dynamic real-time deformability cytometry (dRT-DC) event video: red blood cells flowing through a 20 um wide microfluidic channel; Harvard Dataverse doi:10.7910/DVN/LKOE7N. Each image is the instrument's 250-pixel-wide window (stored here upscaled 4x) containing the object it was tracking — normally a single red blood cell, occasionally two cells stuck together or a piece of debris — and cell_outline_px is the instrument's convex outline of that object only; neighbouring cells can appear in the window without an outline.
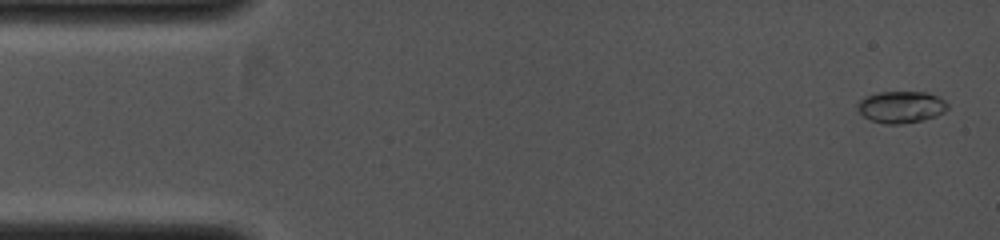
{"species": "common noctule bat (a hibernating species)", "species_latin": "Nyctalus noctula", "temperature_condition": "cold", "stored_images_in_passage": 41, "camera_frame_rate_fps": 4000, "um_per_image_px": 0.085, "animal": {"sex": "female", "body_mass_g": 19.0, "forearm_length_mm": 53.3}, "frame": {"image": 1, "passage_image": 1, "time_ms": 0.0, "image_size_px": [1000, 240], "cell_outline_px": [[948, 108], [944, 112], [936, 116], [924, 120], [900, 124], [884, 124], [872, 120], [864, 116], [856, 108], [856, 104], [864, 96], [876, 92], [924, 92], [936, 96], [944, 100], [948, 104]], "centroid_in_image_um": [76.57, 9.09], "position_along_channel_um": 8.4, "area_um2": 16.76}}
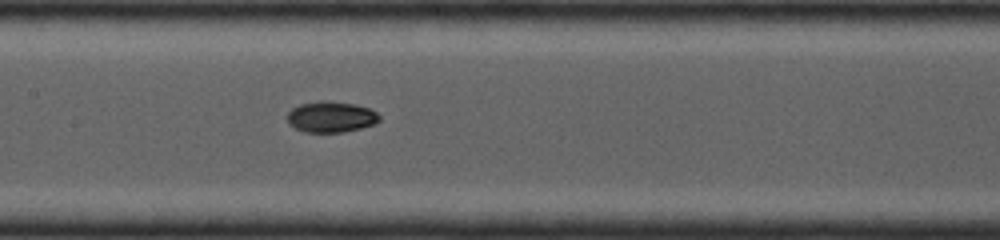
{"frame": {"image": 2, "passage_image": 20, "time_ms": 4.75, "image_size_px": [1000, 240], "cell_outline_px": [[380, 120], [376, 124], [360, 128], [340, 132], [304, 132], [288, 124], [288, 112], [292, 108], [300, 104], [320, 100], [328, 100], [356, 104], [368, 108], [376, 112], [380, 116]], "centroid_in_image_um": [28.14, 9.92], "position_along_channel_um": 179.3, "area_um2": 16.7}}
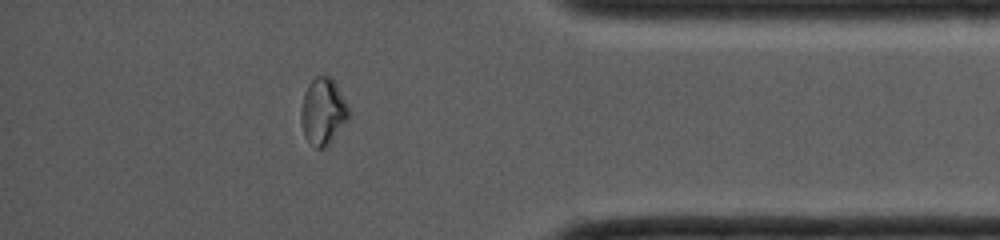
{"frame": {"image": 3, "passage_image": 36, "time_ms": 8.75, "image_size_px": [1000, 240], "cell_outline_px": [[348, 116], [332, 140], [324, 148], [316, 148], [304, 136], [300, 120], [300, 108], [304, 92], [308, 84], [316, 76], [332, 76], [348, 108]], "centroid_in_image_um": [27.4, 9.45], "position_along_channel_um": 407.8, "area_um2": 18.21}}